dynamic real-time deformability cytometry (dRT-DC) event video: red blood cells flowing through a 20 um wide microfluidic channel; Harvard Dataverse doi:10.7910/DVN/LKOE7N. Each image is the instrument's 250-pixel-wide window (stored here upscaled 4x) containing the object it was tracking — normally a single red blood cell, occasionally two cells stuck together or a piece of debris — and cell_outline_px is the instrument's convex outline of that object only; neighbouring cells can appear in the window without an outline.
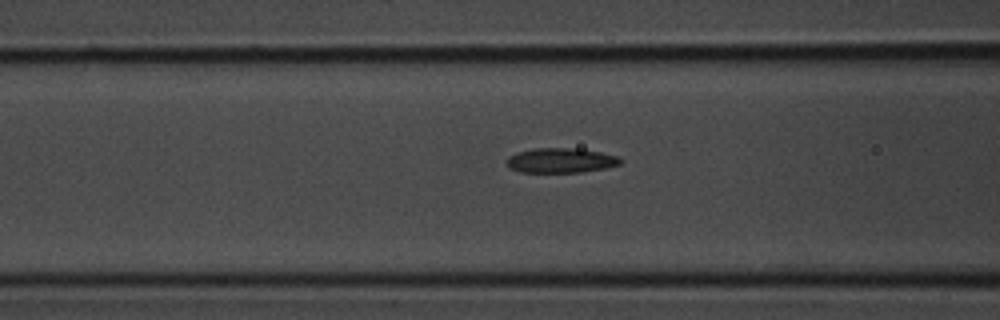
{"species": "common noctule bat (a hibernating species)", "species_latin": "Nyctalus noctula", "temperature_condition": "room temperature", "stored_images_in_passage": 14, "camera_frame_rate_fps": 3000, "um_per_image_px": 0.085, "animal": {"sex": "male", "body_mass_g": 20.1, "forearm_length_mm": 53.5}, "frame": {"image": 1, "passage_image": 12, "time_ms": 3.667, "image_size_px": [1000, 320], "cell_outline_px": [[624, 160], [620, 164], [604, 168], [580, 172], [520, 172], [508, 168], [508, 156], [516, 152], [536, 148], [576, 148], [600, 152], [616, 156]], "centroid_in_image_um": [47.65, 13.63], "position_along_channel_um": 118.9, "area_um2": 16.36}}